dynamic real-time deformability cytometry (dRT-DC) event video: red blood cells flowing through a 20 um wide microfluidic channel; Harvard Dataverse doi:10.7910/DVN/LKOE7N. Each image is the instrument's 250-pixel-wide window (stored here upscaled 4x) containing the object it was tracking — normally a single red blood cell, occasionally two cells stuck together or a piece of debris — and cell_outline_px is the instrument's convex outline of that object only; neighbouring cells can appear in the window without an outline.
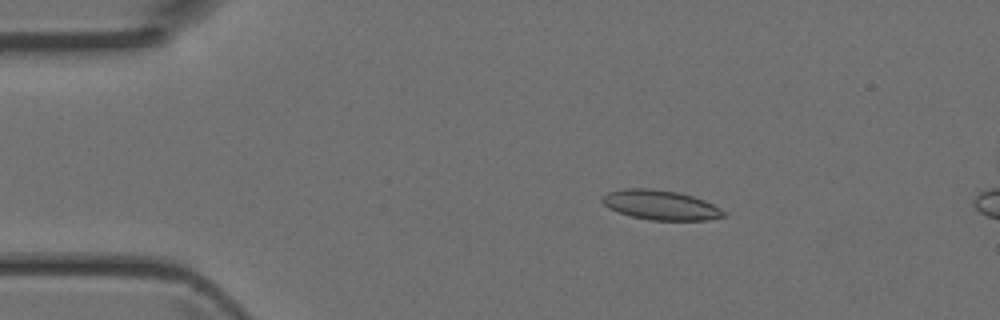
{"species": "Egyptian fruit bat (a non-hibernating species)", "species_latin": "Rousettus aegyptiacus", "temperature_condition": "room temperature", "stored_images_in_passage": 5, "camera_frame_rate_fps": 3000, "um_per_image_px": 0.085, "animal": {"sex": "female"}, "frame": {"image": 1, "passage_image": 3, "time_ms": 0.667, "image_size_px": [1000, 320], "cell_outline_px": [[728, 216], [708, 220], [652, 220], [632, 216], [608, 208], [600, 200], [600, 196], [608, 192], [624, 188], [652, 188], [676, 192], [692, 196], [704, 200], [728, 212]], "centroid_in_image_um": [56.16, 17.42], "position_along_channel_um": 28.8, "area_um2": 21.1}}